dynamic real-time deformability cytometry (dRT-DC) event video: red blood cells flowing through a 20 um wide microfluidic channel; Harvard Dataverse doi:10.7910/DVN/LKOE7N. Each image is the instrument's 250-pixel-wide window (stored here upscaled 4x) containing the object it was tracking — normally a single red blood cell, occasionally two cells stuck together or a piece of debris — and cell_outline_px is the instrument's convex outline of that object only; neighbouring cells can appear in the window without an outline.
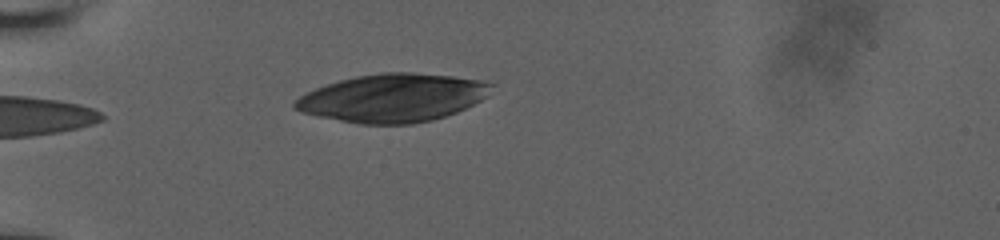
{"species": "human", "species_latin": "Homo sapiens", "temperature_condition": "room temperature", "stored_images_in_passage": 34, "camera_frame_rate_fps": 3000, "um_per_image_px": 0.085, "donor": {"sex": "male"}, "frame": {"image": 1, "passage_image": 1, "time_ms": 0.0, "image_size_px": [1000, 240], "cell_outline_px": [[496, 84], [488, 96], [456, 112], [432, 120], [412, 124], [360, 124], [300, 112], [292, 108], [292, 104], [300, 96], [316, 88], [340, 80], [356, 76], [380, 72], [412, 72], [452, 76], [484, 80]], "centroid_in_image_um": [33.42, 8.31], "position_along_channel_um": 51.6, "area_um2": 55.08}}
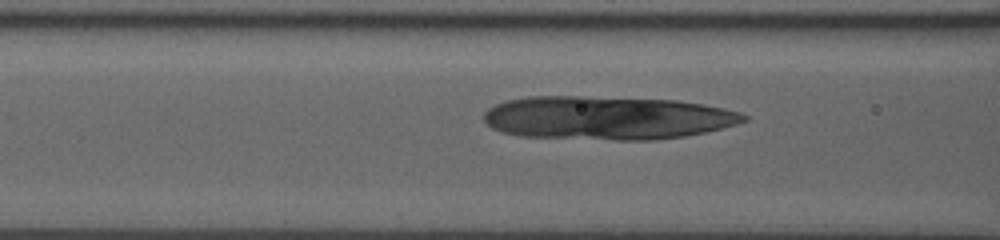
{"frame": {"image": 2, "passage_image": 8, "time_ms": 2.333, "image_size_px": [1000, 240], "cell_outline_px": [[748, 120], [736, 124], [704, 132], [684, 136], [652, 140], [616, 140], [520, 136], [504, 132], [492, 128], [484, 120], [484, 112], [488, 108], [504, 100], [528, 96], [584, 96], [676, 100], [704, 104], [724, 108], [740, 112], [748, 116]], "centroid_in_image_um": [51.59, 10.01], "position_along_channel_um": 115.0, "area_um2": 66.07}}
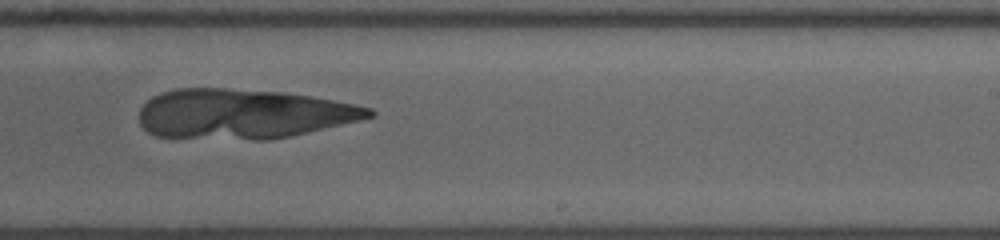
{"frame": {"image": 3, "passage_image": 20, "time_ms": 6.333, "image_size_px": [1000, 240], "cell_outline_px": [[376, 112], [372, 116], [356, 120], [288, 136], [268, 140], [256, 140], [156, 136], [148, 132], [140, 124], [140, 108], [152, 96], [160, 92], [176, 88], [228, 88], [280, 92], [308, 96], [332, 100], [372, 108]], "centroid_in_image_um": [20.58, 9.67], "position_along_channel_um": 268.4, "area_um2": 65.95}}